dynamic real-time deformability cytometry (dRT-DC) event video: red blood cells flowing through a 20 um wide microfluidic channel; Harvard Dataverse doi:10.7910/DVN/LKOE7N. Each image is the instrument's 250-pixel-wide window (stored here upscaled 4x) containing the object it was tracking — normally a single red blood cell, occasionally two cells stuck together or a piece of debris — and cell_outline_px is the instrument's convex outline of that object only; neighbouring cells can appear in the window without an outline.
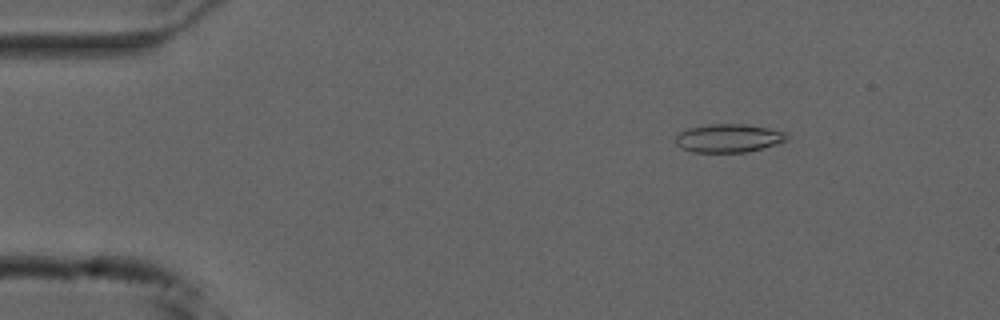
{"species": "common noctule bat (a hibernating species)", "species_latin": "Nyctalus noctula", "temperature_condition": "cold", "stored_images_in_passage": 55, "camera_frame_rate_fps": 3000, "um_per_image_px": 0.085, "animal": {"sex": "male", "forearm_length_mm": 52.5}, "frame": {"image": 1, "passage_image": 8, "time_ms": 2.333, "image_size_px": [1000, 320], "cell_outline_px": [[788, 140], [776, 144], [748, 152], [692, 152], [680, 148], [676, 144], [676, 136], [680, 132], [688, 128], [712, 124], [748, 124], [768, 128], [784, 132], [788, 136]], "centroid_in_image_um": [61.92, 11.75], "position_along_channel_um": 23.1, "area_um2": 18.38}}
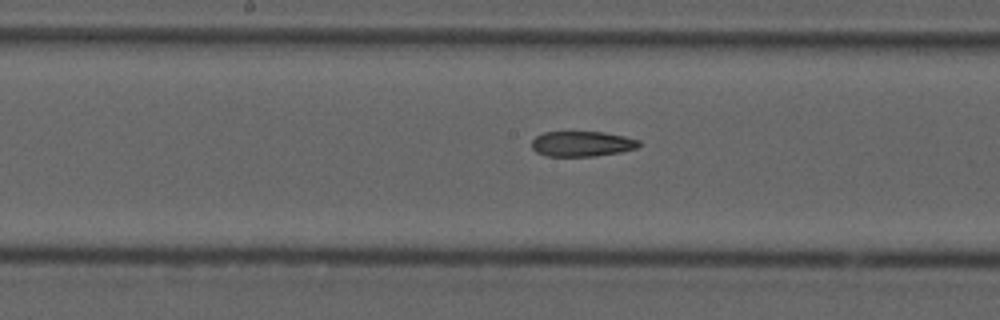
{"frame": {"image": 2, "passage_image": 28, "time_ms": 9.0, "image_size_px": [1000, 320], "cell_outline_px": [[640, 144], [636, 148], [620, 152], [592, 156], [548, 156], [536, 152], [532, 148], [532, 140], [536, 136], [544, 132], [604, 132], [624, 136], [640, 140]], "centroid_in_image_um": [49.46, 12.22], "position_along_channel_um": 198.7, "area_um2": 15.72}}
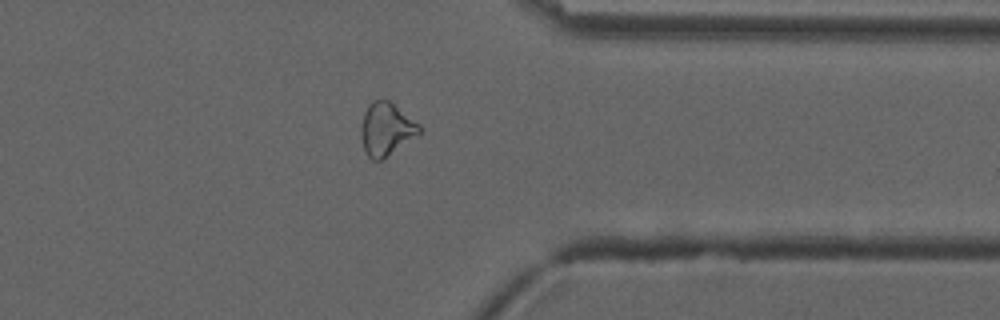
{"frame": {"image": 3, "passage_image": 43, "time_ms": 14.0, "image_size_px": [1000, 320], "cell_outline_px": [[424, 128], [420, 132], [380, 160], [372, 160], [368, 156], [364, 148], [360, 136], [360, 128], [364, 112], [368, 104], [372, 100], [388, 100], [420, 124]], "centroid_in_image_um": [32.8, 10.94], "position_along_channel_um": 378.6, "area_um2": 17.63}, "authors_computed_cell_mechanics": {"area_um2": 18.207, "velocity_mm_per_s": 3.7428, "shape_relaxation_time_tau1_ms": null, "shape_relaxation_time_tau2_ms": 4.7683, "deformation_change_tau1": null, "deformation_change_tau2": 0.1427}}